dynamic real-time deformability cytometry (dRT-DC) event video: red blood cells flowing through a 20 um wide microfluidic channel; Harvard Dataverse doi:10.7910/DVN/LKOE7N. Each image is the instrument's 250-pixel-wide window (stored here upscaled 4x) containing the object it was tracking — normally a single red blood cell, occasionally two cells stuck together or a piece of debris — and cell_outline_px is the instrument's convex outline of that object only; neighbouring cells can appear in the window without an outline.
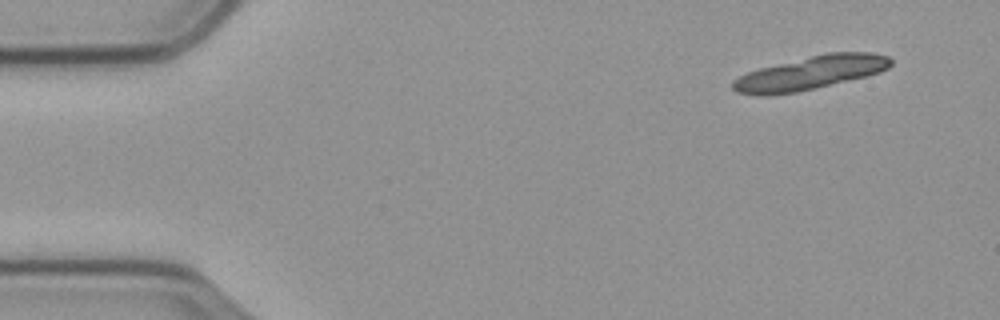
{"species": "common noctule bat (a hibernating species)", "species_latin": "Nyctalus noctula", "temperature_condition": "cold", "stored_images_in_passage": 18, "camera_frame_rate_fps": 3000, "um_per_image_px": 0.085, "animal": {"sex": "male", "body_mass_g": 23.1, "forearm_length_mm": 52.7}, "frame": {"image": 1, "passage_image": 1, "time_ms": 0.0, "image_size_px": [1000, 320], "cell_outline_px": [[892, 64], [888, 68], [880, 72], [868, 76], [796, 92], [768, 96], [760, 96], [736, 92], [732, 88], [732, 80], [748, 72], [760, 68], [824, 52], [872, 52], [888, 56], [892, 60]], "centroid_in_image_um": [68.89, 6.19], "position_along_channel_um": 16.1, "area_um2": 30.98}}